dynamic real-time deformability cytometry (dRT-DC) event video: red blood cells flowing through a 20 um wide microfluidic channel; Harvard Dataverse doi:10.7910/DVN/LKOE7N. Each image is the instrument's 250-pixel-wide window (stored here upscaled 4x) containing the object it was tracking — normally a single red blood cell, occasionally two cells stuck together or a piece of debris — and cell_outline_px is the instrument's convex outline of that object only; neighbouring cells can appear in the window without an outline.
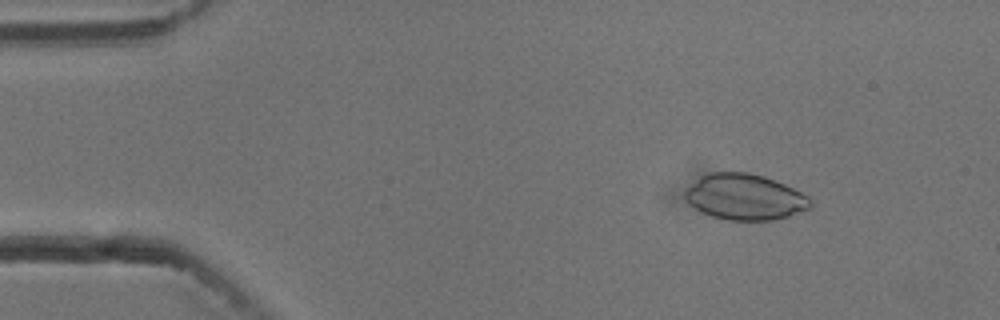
{"species": "common noctule bat (a hibernating species)", "species_latin": "Nyctalus noctula", "temperature_condition": "cold", "stored_images_in_passage": 54, "camera_frame_rate_fps": 3000, "um_per_image_px": 0.085, "animal": {"sex": "male", "body_mass_g": 13.3}, "frame": {"image": 1, "passage_image": 7, "time_ms": 2.0, "image_size_px": [1000, 320], "cell_outline_px": [[812, 208], [788, 216], [772, 220], [728, 220], [712, 216], [688, 204], [684, 196], [684, 188], [700, 176], [712, 172], [748, 172], [764, 176], [784, 184], [808, 196], [812, 200]], "centroid_in_image_um": [63.29, 16.73], "position_along_channel_um": 21.7, "area_um2": 33.64}}
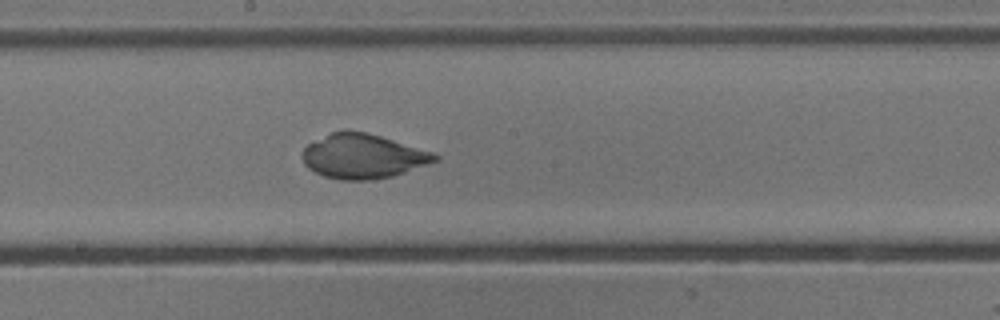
{"frame": {"image": 2, "passage_image": 29, "time_ms": 9.333, "image_size_px": [1000, 320], "cell_outline_px": [[440, 160], [392, 176], [368, 180], [340, 180], [324, 176], [308, 168], [304, 164], [300, 156], [304, 148], [308, 144], [332, 132], [368, 132], [436, 152], [440, 156]], "centroid_in_image_um": [30.89, 13.29], "position_along_channel_um": 217.3, "area_um2": 34.33}}
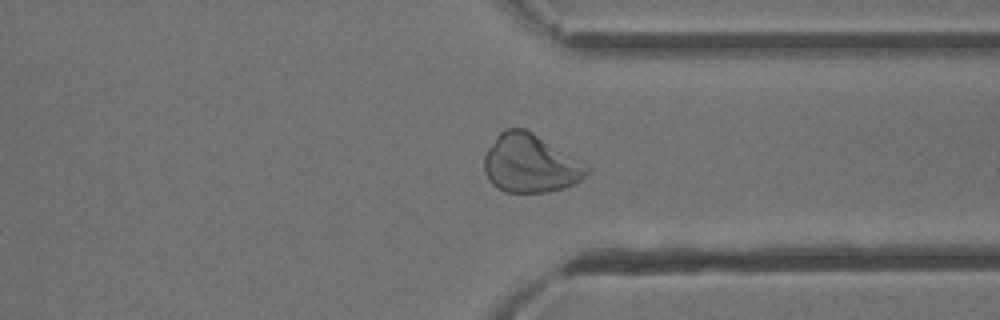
{"frame": {"image": 3, "passage_image": 41, "time_ms": 13.333, "image_size_px": [1000, 320], "cell_outline_px": [[592, 168], [580, 180], [564, 188], [548, 192], [504, 192], [496, 188], [488, 180], [484, 172], [484, 156], [488, 148], [496, 136], [504, 128], [524, 128], [532, 132]], "centroid_in_image_um": [45.03, 13.91], "position_along_channel_um": 366.4, "area_um2": 34.8}}